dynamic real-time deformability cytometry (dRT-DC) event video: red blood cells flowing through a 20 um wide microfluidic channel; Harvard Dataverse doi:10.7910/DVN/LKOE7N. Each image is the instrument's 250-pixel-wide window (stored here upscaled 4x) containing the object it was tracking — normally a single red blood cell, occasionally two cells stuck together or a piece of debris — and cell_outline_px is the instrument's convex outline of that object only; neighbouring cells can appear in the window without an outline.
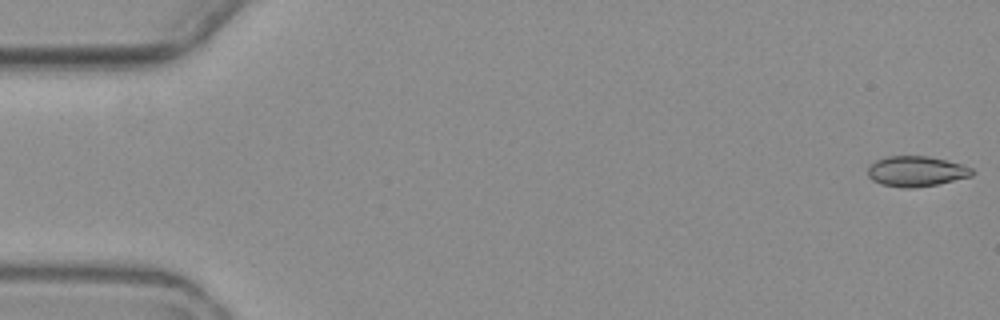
{"species": "common noctule bat (a hibernating species)", "species_latin": "Nyctalus noctula", "temperature_condition": "warm", "stored_images_in_passage": 10, "camera_frame_rate_fps": 3000, "um_per_image_px": 0.085, "animal": {"sex": "female", "body_mass_g": 19.3, "forearm_length_mm": 54.1}, "frame": {"image": 1, "passage_image": 1, "time_ms": 0.0, "image_size_px": [1000, 320], "cell_outline_px": [[976, 172], [972, 176], [936, 184], [912, 188], [904, 188], [880, 184], [872, 180], [868, 176], [868, 168], [876, 160], [888, 156], [928, 156], [960, 164], [972, 168]], "centroid_in_image_um": [77.87, 14.56], "position_along_channel_um": 7.1, "area_um2": 18.32}}
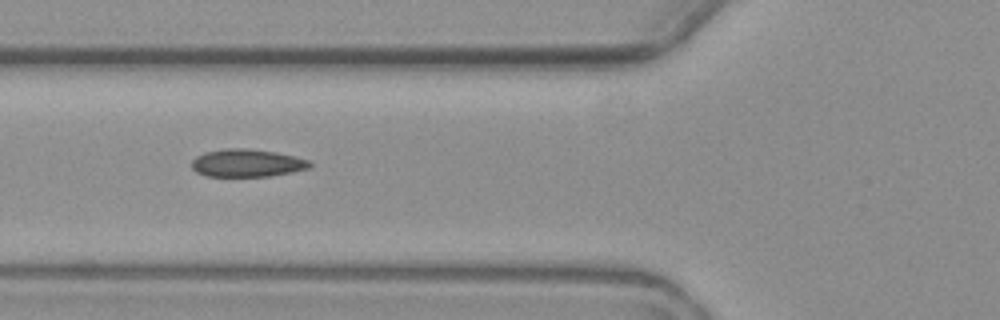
{"frame": {"image": 2, "passage_image": 7, "time_ms": 7.0, "image_size_px": [1000, 320], "cell_outline_px": [[312, 164], [308, 168], [292, 172], [272, 176], [204, 176], [196, 172], [192, 168], [192, 160], [196, 156], [204, 152], [224, 148], [248, 148], [276, 152], [308, 160]], "centroid_in_image_um": [20.95, 13.85], "position_along_channel_um": 104.8, "area_um2": 19.13}}
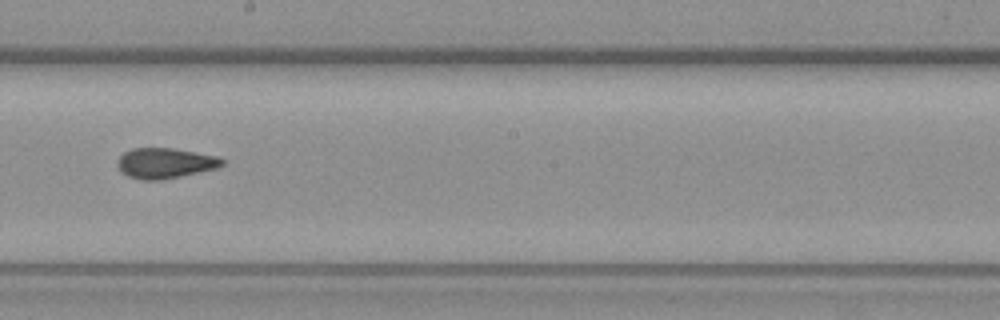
{"frame": {"image": 3, "passage_image": 10, "time_ms": 10.667, "image_size_px": [1000, 320], "cell_outline_px": [[224, 164], [216, 168], [164, 180], [140, 180], [128, 176], [120, 172], [116, 164], [120, 156], [124, 152], [132, 148], [172, 148], [216, 156], [224, 160]], "centroid_in_image_um": [13.98, 13.88], "position_along_channel_um": 234.2, "area_um2": 18.55}}